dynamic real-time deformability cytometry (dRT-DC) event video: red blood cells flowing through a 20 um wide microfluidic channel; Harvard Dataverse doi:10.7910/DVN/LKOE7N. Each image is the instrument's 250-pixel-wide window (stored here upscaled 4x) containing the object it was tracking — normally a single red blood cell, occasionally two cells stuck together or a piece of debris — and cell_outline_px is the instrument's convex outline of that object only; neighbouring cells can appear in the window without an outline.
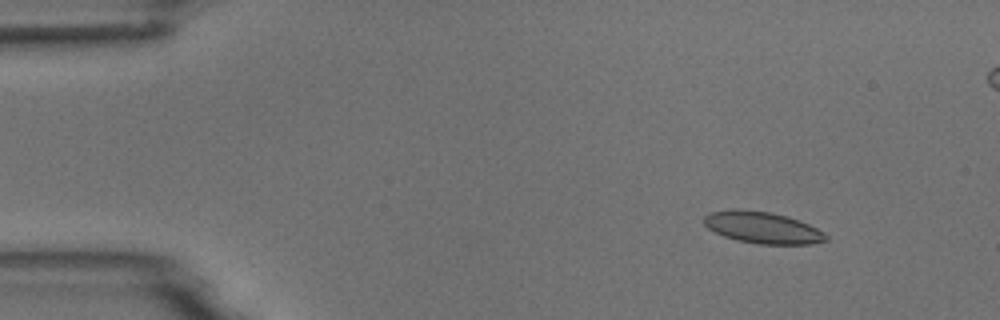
{"species": "common noctule bat (a hibernating species)", "species_latin": "Nyctalus noctula", "temperature_condition": "room temperature", "stored_images_in_passage": 6, "camera_frame_rate_fps": 3000, "um_per_image_px": 0.085, "animal": {"sex": "male", "body_mass_g": 18.8}, "frame": {"image": 1, "passage_image": 2, "time_ms": 1.333, "image_size_px": [1000, 320], "cell_outline_px": [[828, 240], [812, 244], [760, 244], [736, 240], [724, 236], [708, 228], [704, 224], [704, 216], [712, 212], [772, 212], [788, 216], [808, 224], [824, 232], [828, 236]], "centroid_in_image_um": [64.9, 19.4], "position_along_channel_um": 20.1, "area_um2": 21.68}}